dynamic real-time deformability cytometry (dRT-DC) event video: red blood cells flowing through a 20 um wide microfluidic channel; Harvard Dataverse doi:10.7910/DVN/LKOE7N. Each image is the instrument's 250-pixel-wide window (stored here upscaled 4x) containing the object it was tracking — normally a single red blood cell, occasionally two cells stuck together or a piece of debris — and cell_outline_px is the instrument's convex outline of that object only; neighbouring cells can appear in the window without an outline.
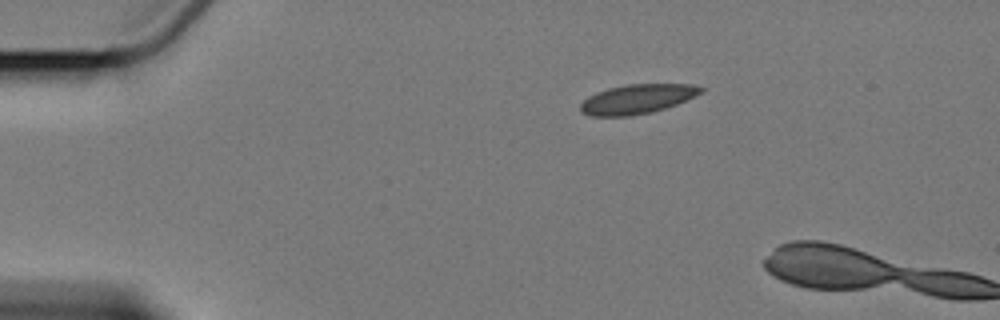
{"species": "Egyptian fruit bat (a non-hibernating species)", "species_latin": "Rousettus aegyptiacus", "temperature_condition": "cold", "stored_images_in_passage": 4, "camera_frame_rate_fps": 3000, "um_per_image_px": 0.085, "animal": {"sex": "female"}, "frame": {"image": 1, "passage_image": 4, "time_ms": 4.667, "image_size_px": [1000, 320], "cell_outline_px": [[704, 92], [676, 104], [652, 112], [628, 116], [592, 116], [580, 112], [580, 104], [588, 96], [596, 92], [608, 88], [624, 84], [692, 84], [704, 88]], "centroid_in_image_um": [54.14, 8.41], "position_along_channel_um": 30.9, "area_um2": 20.69}}